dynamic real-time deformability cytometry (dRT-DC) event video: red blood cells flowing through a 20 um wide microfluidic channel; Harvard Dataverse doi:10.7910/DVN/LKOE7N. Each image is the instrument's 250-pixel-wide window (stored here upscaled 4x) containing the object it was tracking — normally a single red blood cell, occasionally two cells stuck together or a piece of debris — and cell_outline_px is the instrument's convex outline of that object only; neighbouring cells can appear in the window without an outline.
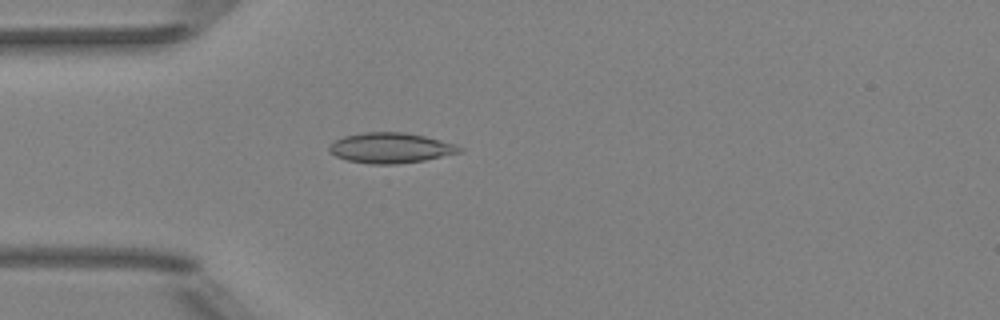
{"species": "Egyptian fruit bat (a non-hibernating species)", "species_latin": "Rousettus aegyptiacus", "temperature_condition": "room temperature", "stored_images_in_passage": 5, "camera_frame_rate_fps": 3000, "um_per_image_px": 0.085, "animal": {"sex": "female"}, "frame": {"image": 1, "passage_image": 5, "time_ms": 4.667, "image_size_px": [1000, 320], "cell_outline_px": [[464, 152], [424, 160], [396, 164], [368, 164], [348, 160], [336, 156], [328, 152], [328, 148], [336, 140], [344, 136], [364, 132], [404, 132], [424, 136], [456, 144], [464, 148]], "centroid_in_image_um": [33.23, 12.57], "position_along_channel_um": 51.8, "area_um2": 23.06}}